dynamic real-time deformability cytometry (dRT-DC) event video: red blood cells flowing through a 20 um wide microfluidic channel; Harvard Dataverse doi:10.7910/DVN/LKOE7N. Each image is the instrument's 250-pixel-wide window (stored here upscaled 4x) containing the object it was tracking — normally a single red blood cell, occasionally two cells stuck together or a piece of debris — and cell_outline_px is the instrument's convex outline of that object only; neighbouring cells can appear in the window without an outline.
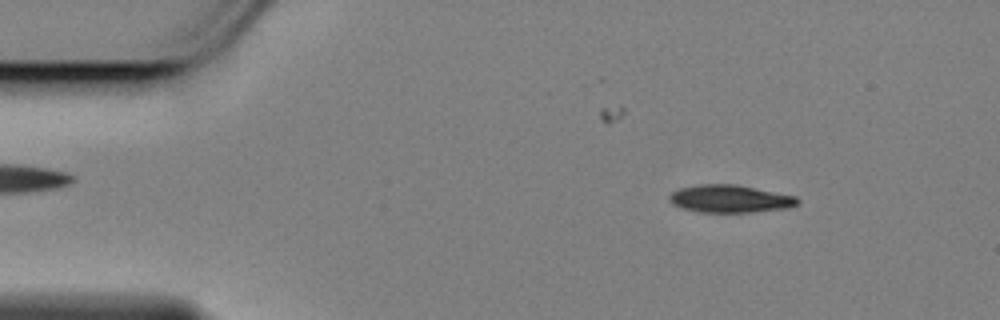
{"species": "Egyptian fruit bat (a non-hibernating species)", "species_latin": "Rousettus aegyptiacus", "temperature_condition": "cold", "stored_images_in_passage": 12, "camera_frame_rate_fps": 3000, "um_per_image_px": 0.085, "animal": {"sex": "female"}, "frame": {"image": 1, "passage_image": 4, "time_ms": 1.0, "image_size_px": [1000, 320], "cell_outline_px": [[800, 204], [788, 208], [752, 212], [700, 212], [680, 208], [672, 204], [668, 200], [668, 196], [672, 192], [680, 188], [696, 184], [736, 184], [796, 196], [800, 200]], "centroid_in_image_um": [62.04, 16.89], "position_along_channel_um": 23.0, "area_um2": 20.87}}